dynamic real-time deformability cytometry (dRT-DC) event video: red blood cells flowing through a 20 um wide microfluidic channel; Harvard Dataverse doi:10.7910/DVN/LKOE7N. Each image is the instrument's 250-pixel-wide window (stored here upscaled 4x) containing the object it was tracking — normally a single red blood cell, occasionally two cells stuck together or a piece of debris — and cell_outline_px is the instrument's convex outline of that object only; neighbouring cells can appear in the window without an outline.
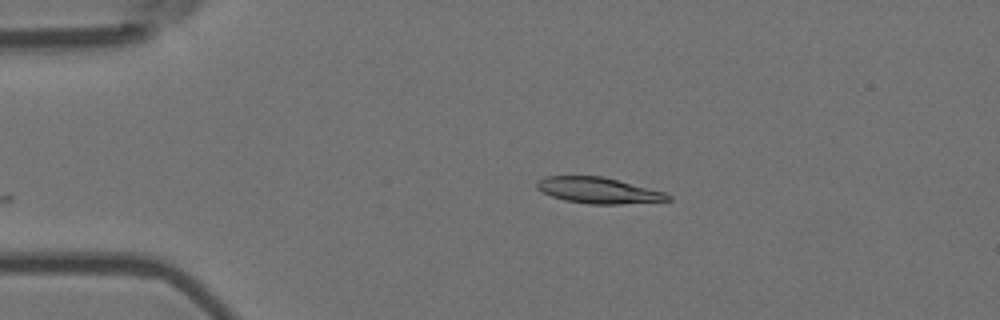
{"species": "Egyptian fruit bat (a non-hibernating species)", "species_latin": "Rousettus aegyptiacus", "temperature_condition": "room temperature", "stored_images_in_passage": 32, "camera_frame_rate_fps": 3000, "um_per_image_px": 0.085, "animal": {"sex": "female"}, "frame": {"image": 1, "passage_image": 1, "time_ms": 0.0, "image_size_px": [1000, 320], "cell_outline_px": [[672, 200], [620, 204], [588, 204], [564, 200], [552, 196], [536, 188], [536, 180], [544, 176], [604, 176], [664, 192], [672, 196]], "centroid_in_image_um": [50.84, 16.18], "position_along_channel_um": 34.2, "area_um2": 19.88}}
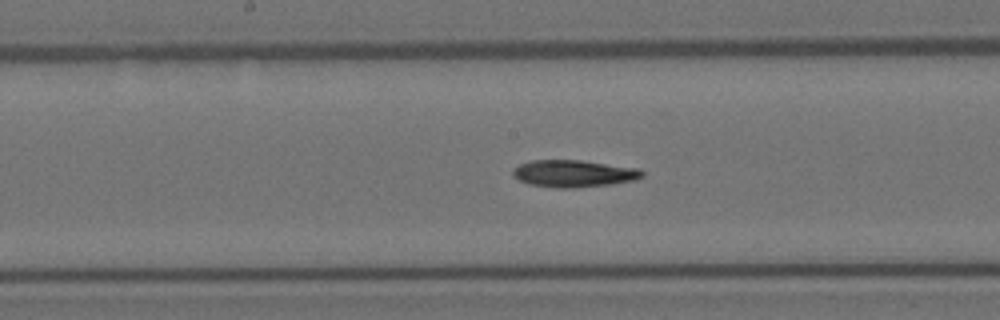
{"frame": {"image": 2, "passage_image": 18, "time_ms": 5.667, "image_size_px": [1000, 320], "cell_outline_px": [[644, 176], [636, 180], [608, 184], [572, 188], [556, 188], [528, 184], [512, 176], [512, 168], [520, 164], [532, 160], [580, 160], [640, 168], [644, 172]], "centroid_in_image_um": [48.76, 14.75], "position_along_channel_um": 199.4, "area_um2": 20.52}}
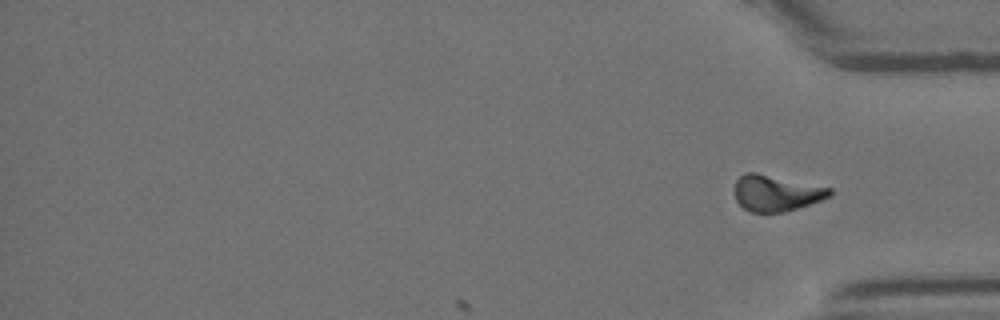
{"frame": {"image": 3, "passage_image": 32, "time_ms": 10.333, "image_size_px": [1000, 320], "cell_outline_px": [[832, 196], [784, 212], [752, 212], [744, 208], [736, 200], [736, 180], [744, 172], [756, 172], [832, 188]], "centroid_in_image_um": [65.98, 16.4], "position_along_channel_um": 369.2, "area_um2": 19.77}}